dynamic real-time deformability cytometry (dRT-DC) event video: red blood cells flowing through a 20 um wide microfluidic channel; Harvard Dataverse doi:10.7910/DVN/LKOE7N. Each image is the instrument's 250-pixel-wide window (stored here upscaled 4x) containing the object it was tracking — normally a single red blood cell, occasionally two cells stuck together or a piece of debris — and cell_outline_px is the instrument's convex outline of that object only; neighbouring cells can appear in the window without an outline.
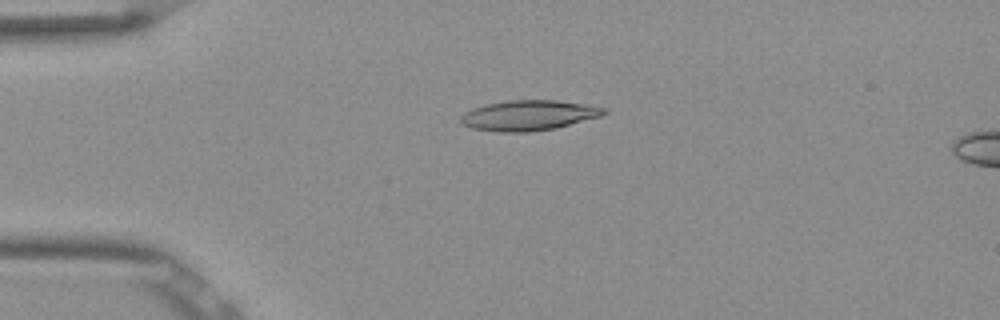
{"species": "Egyptian fruit bat (a non-hibernating species)", "species_latin": "Rousettus aegyptiacus", "temperature_condition": "room temperature", "stored_images_in_passage": 16, "camera_frame_rate_fps": 3000, "um_per_image_px": 0.085, "frame": {"image": 1, "passage_image": 12, "time_ms": 3.667, "image_size_px": [1000, 320], "cell_outline_px": [[608, 112], [600, 116], [556, 128], [528, 132], [496, 132], [472, 128], [464, 124], [460, 120], [460, 116], [464, 112], [472, 108], [484, 104], [508, 100], [556, 100], [584, 104], [608, 108]], "centroid_in_image_um": [44.92, 9.8], "position_along_channel_um": 40.1, "area_um2": 25.32}}